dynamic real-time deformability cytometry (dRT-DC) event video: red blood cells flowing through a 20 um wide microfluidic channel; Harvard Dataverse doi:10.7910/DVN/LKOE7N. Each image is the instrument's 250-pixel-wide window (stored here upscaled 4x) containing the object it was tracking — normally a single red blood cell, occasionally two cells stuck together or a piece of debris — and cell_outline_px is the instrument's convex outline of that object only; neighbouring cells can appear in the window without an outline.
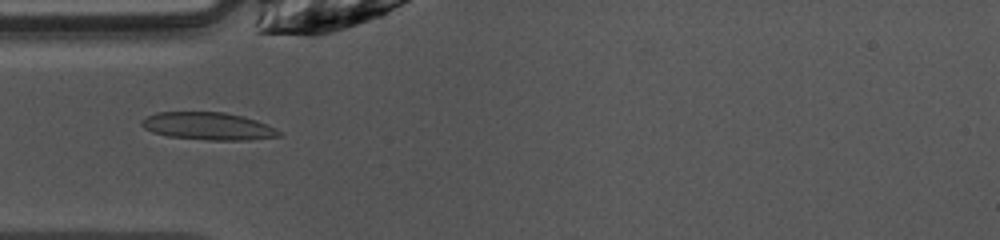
{"species": "common noctule bat (a hibernating species)", "species_latin": "Nyctalus noctula", "temperature_condition": "warm", "stored_images_in_passage": 47, "camera_frame_rate_fps": 3000, "um_per_image_px": 0.085, "animal": {"sex": "female", "body_mass_g": 10.0, "forearm_length_mm": 53.1}, "frame": {"image": 1, "passage_image": 13, "time_ms": 4.0, "image_size_px": [1000, 240], "cell_outline_px": [[280, 136], [248, 140], [208, 140], [168, 136], [152, 132], [144, 128], [140, 124], [140, 120], [156, 112], [224, 112], [256, 120], [276, 128], [280, 132]], "centroid_in_image_um": [17.66, 10.72], "position_along_channel_um": 67.3, "area_um2": 21.96}}
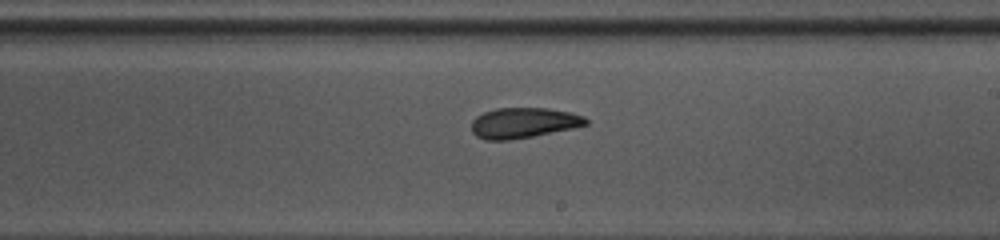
{"frame": {"image": 2, "passage_image": 26, "time_ms": 8.333, "image_size_px": [1000, 240], "cell_outline_px": [[588, 124], [572, 128], [532, 136], [508, 140], [484, 140], [476, 136], [472, 132], [472, 120], [476, 116], [484, 112], [496, 108], [548, 108], [572, 112], [584, 116], [588, 120]], "centroid_in_image_um": [44.49, 10.43], "position_along_channel_um": 244.5, "area_um2": 20.29}}
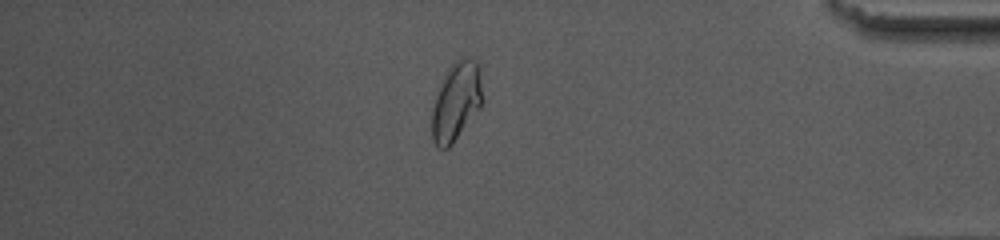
{"frame": {"image": 3, "passage_image": 40, "time_ms": 13.0, "image_size_px": [1000, 240], "cell_outline_px": [[480, 108], [452, 144], [448, 148], [440, 148], [432, 140], [432, 108], [440, 80], [448, 68], [460, 56], [476, 60], [480, 68]], "centroid_in_image_um": [38.74, 8.6], "position_along_channel_um": 396.5, "area_um2": 22.95}, "authors_computed_cell_mechanics": {"area_um2": 21.3282, "velocity_mm_per_s": 4.0631, "shape_relaxation_time_tau1_ms": 4.7234, "shape_relaxation_time_tau2_ms": 2.7733, "deformation_change_tau1": 0.1504, "deformation_change_tau2": 0.0921}}